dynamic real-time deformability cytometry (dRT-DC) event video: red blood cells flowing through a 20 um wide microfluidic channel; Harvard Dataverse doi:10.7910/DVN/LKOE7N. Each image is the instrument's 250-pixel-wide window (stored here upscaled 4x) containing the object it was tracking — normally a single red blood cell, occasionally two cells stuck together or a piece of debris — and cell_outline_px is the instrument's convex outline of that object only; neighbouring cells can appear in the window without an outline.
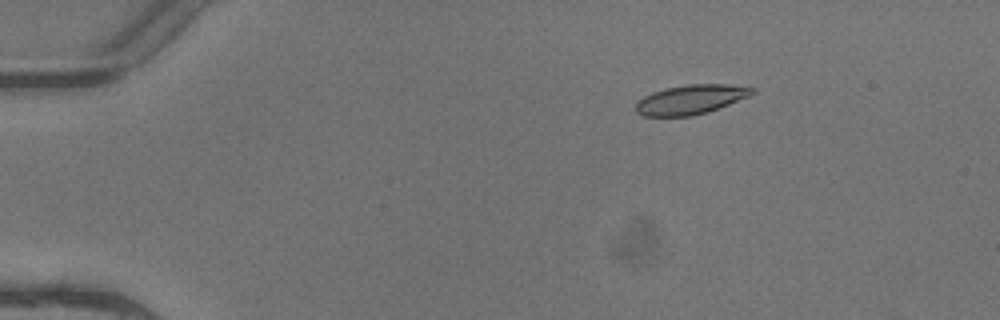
{"species": "common noctule bat (a hibernating species)", "species_latin": "Nyctalus noctula", "temperature_condition": "warm", "stored_images_in_passage": 5, "camera_frame_rate_fps": 3000, "um_per_image_px": 0.085, "animal": {"sex": "female"}, "frame": {"image": 1, "passage_image": 3, "time_ms": 0.667, "image_size_px": [1000, 320], "cell_outline_px": [[756, 92], [748, 96], [708, 112], [692, 116], [644, 116], [636, 112], [636, 104], [644, 96], [652, 92], [664, 88], [688, 84], [728, 84], [756, 88]], "centroid_in_image_um": [58.71, 8.45], "position_along_channel_um": 26.3, "area_um2": 19.88}}
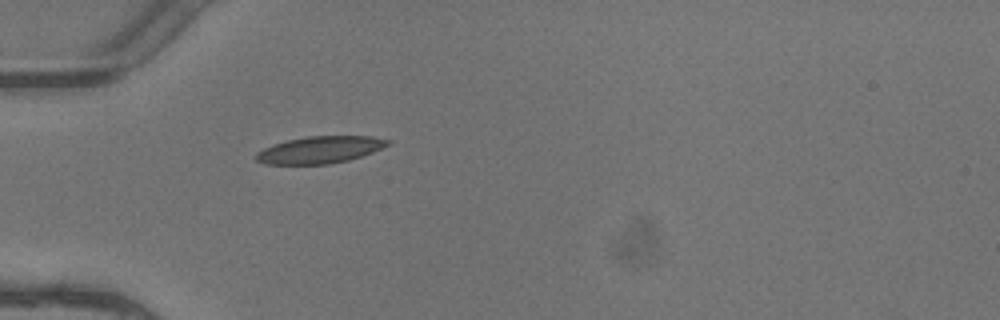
{"frame": {"image": 2, "passage_image": 5, "time_ms": 1.333, "image_size_px": [1000, 320], "cell_outline_px": [[392, 144], [372, 152], [348, 160], [328, 164], [264, 164], [256, 160], [256, 152], [272, 144], [288, 140], [308, 136], [372, 136], [392, 140]], "centroid_in_image_um": [27.21, 12.72], "position_along_channel_um": 57.8, "area_um2": 20.75}}